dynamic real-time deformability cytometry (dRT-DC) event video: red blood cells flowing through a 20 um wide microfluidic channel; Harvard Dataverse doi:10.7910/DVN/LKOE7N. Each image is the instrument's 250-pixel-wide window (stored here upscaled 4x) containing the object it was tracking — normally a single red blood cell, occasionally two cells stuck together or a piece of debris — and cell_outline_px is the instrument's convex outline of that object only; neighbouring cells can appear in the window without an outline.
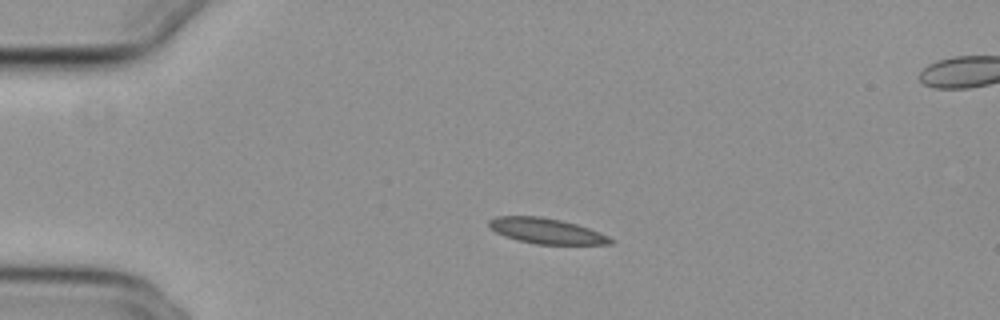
{"species": "common noctule bat (a hibernating species)", "species_latin": "Nyctalus noctula", "temperature_condition": "cold", "stored_images_in_passage": 31, "camera_frame_rate_fps": 3000, "um_per_image_px": 0.085, "animal": {"sex": "female", "body_mass_g": 29.2, "forearm_length_mm": 56.3}, "frame": {"image": 1, "passage_image": 1, "time_ms": 0.0, "image_size_px": [1000, 320], "cell_outline_px": [[616, 240], [612, 244], [536, 244], [516, 240], [504, 236], [488, 228], [488, 220], [496, 216], [540, 216], [560, 220], [576, 224], [588, 228], [608, 236]], "centroid_in_image_um": [46.4, 19.63], "position_along_channel_um": 38.6, "area_um2": 18.09}}
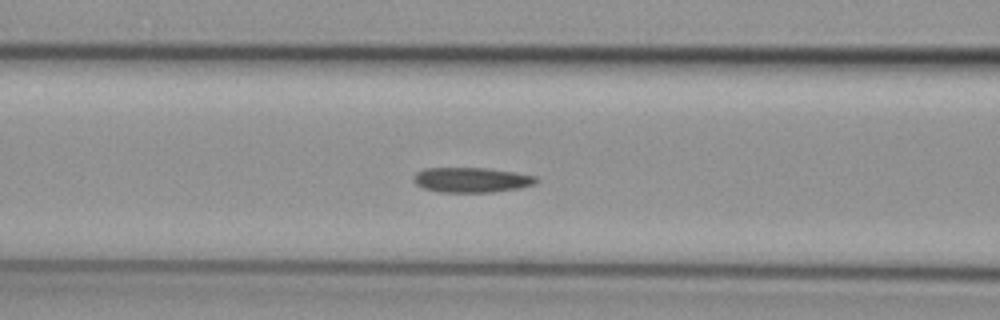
{"frame": {"image": 2, "passage_image": 11, "time_ms": 3.333, "image_size_px": [1000, 320], "cell_outline_px": [[540, 180], [536, 184], [520, 188], [492, 192], [440, 192], [424, 188], [416, 184], [412, 180], [412, 176], [416, 172], [424, 168], [488, 168], [516, 172], [536, 176]], "centroid_in_image_um": [40.1, 15.28], "position_along_channel_um": 126.5, "area_um2": 18.09}}
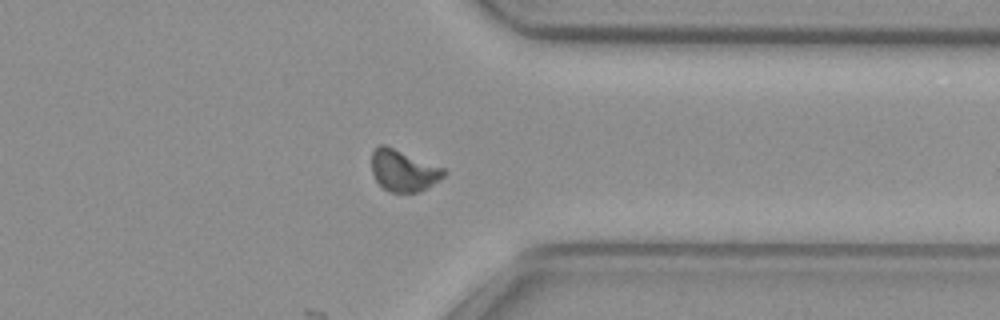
{"frame": {"image": 3, "passage_image": 31, "time_ms": 10.0, "image_size_px": [1000, 320], "cell_outline_px": [[448, 172], [444, 176], [420, 192], [392, 192], [384, 188], [376, 180], [372, 172], [372, 148], [380, 144], [384, 144], [444, 168]], "centroid_in_image_um": [34.28, 14.48], "position_along_channel_um": 377.1, "area_um2": 17.34}}